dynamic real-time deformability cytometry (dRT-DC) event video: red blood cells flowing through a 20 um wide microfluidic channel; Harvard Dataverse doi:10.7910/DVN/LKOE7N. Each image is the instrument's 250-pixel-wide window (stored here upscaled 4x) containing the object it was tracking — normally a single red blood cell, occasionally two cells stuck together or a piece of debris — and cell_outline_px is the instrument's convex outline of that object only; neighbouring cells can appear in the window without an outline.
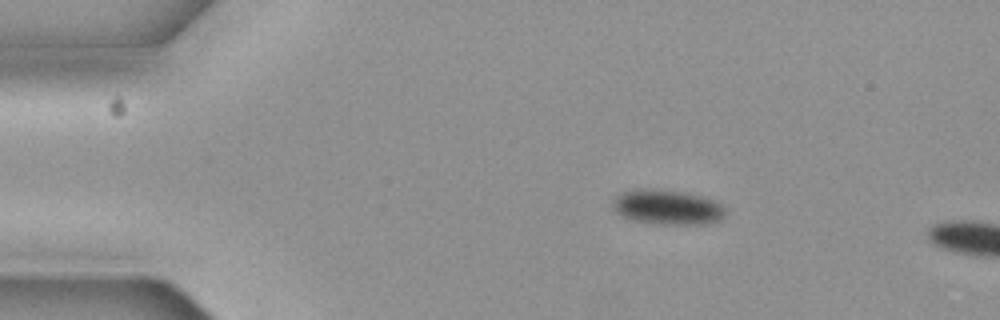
{"species": "common noctule bat (a hibernating species)", "species_latin": "Nyctalus noctula", "temperature_condition": "cold", "stored_images_in_passage": 4, "camera_frame_rate_fps": 3000, "um_per_image_px": 0.085, "animal": {"sex": "female", "body_mass_g": 19.3, "forearm_length_mm": 54.1}, "frame": {"image": 1, "passage_image": 2, "time_ms": 0.333, "image_size_px": [1000, 320], "cell_outline_px": [[724, 216], [720, 220], [704, 224], [656, 224], [632, 220], [620, 216], [612, 208], [612, 200], [620, 192], [644, 188], [652, 188], [680, 192], [700, 196], [712, 200], [720, 204], [724, 208]], "centroid_in_image_um": [56.65, 17.62], "position_along_channel_um": 28.4, "area_um2": 22.89}}